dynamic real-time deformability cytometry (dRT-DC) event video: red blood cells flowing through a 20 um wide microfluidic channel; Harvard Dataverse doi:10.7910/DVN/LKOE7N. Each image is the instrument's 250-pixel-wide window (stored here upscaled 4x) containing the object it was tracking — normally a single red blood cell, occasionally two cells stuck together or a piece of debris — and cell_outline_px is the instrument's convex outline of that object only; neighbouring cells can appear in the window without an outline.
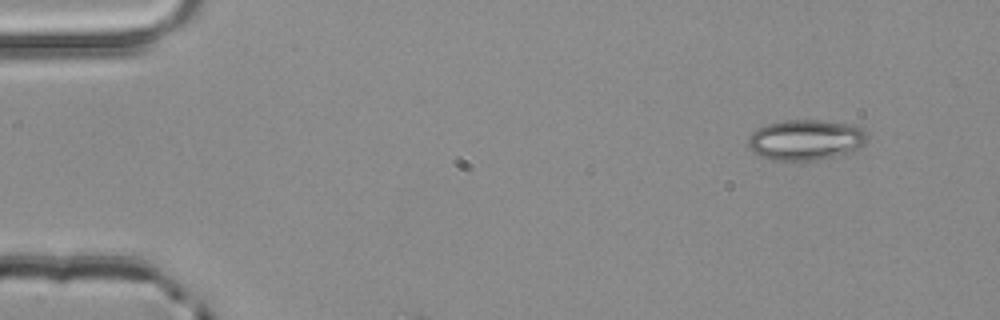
{"species": "common noctule bat (a hibernating species)", "species_latin": "Nyctalus noctula", "temperature_condition": "room temperature", "stored_images_in_passage": 3, "camera_frame_rate_fps": 3000, "um_per_image_px": 0.085, "animal": {"sex": "male", "body_mass_g": 20.4}, "frame": {"image": 1, "passage_image": 1, "time_ms": 0.0, "image_size_px": [1000, 320], "cell_outline_px": [[868, 140], [864, 144], [852, 152], [816, 160], [772, 160], [760, 156], [752, 152], [748, 148], [748, 136], [756, 128], [768, 124], [784, 120], [820, 120], [856, 124], [864, 128], [868, 136]], "centroid_in_image_um": [68.5, 11.87], "position_along_channel_um": 16.5, "area_um2": 28.61}}